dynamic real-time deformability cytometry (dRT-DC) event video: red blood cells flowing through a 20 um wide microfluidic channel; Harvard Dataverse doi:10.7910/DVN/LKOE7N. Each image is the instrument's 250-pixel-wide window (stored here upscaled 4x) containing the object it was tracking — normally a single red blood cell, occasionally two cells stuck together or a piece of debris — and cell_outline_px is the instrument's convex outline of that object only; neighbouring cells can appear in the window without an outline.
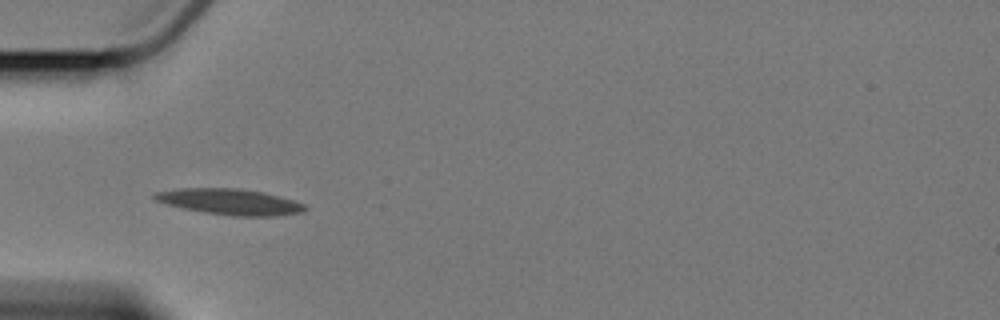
{"species": "Egyptian fruit bat (a non-hibernating species)", "species_latin": "Rousettus aegyptiacus", "temperature_condition": "cold", "stored_images_in_passage": 8, "camera_frame_rate_fps": 3000, "um_per_image_px": 0.085, "animal": {"sex": "female"}, "frame": {"image": 1, "passage_image": 5, "time_ms": 4.667, "image_size_px": [1000, 320], "cell_outline_px": [[308, 208], [304, 212], [276, 216], [232, 216], [204, 212], [180, 208], [156, 200], [152, 196], [156, 192], [176, 188], [236, 188], [264, 192], [280, 196], [304, 204]], "centroid_in_image_um": [19.55, 17.15], "position_along_channel_um": 65.4, "area_um2": 22.77}}
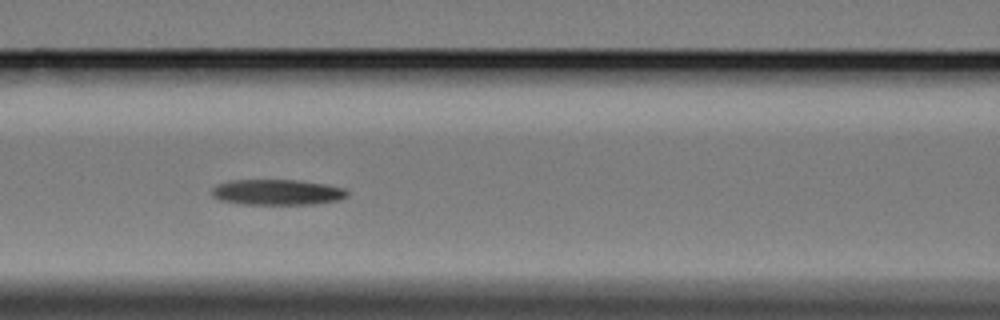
{"frame": {"image": 2, "passage_image": 7, "time_ms": 7.0, "image_size_px": [1000, 320], "cell_outline_px": [[348, 196], [336, 200], [312, 204], [244, 204], [220, 200], [212, 196], [212, 188], [216, 184], [232, 180], [296, 180], [324, 184], [344, 188], [348, 192]], "centroid_in_image_um": [23.53, 16.33], "position_along_channel_um": 143.1, "area_um2": 20.06}}
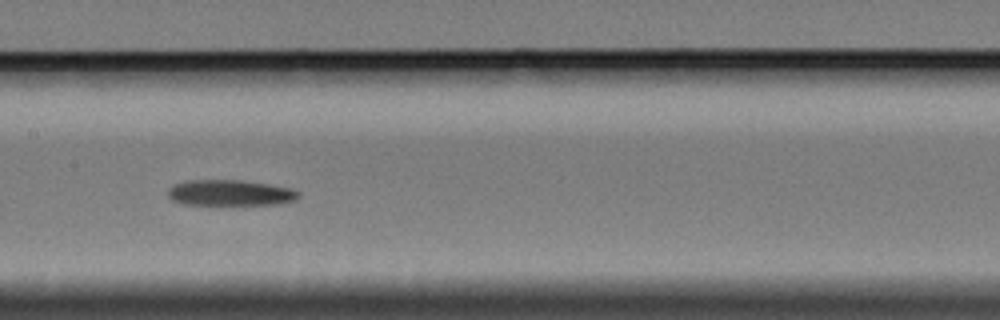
{"frame": {"image": 3, "passage_image": 8, "time_ms": 8.333, "image_size_px": [1000, 320], "cell_outline_px": [[300, 196], [296, 200], [280, 204], [184, 204], [172, 200], [168, 196], [168, 188], [172, 184], [184, 180], [240, 180], [268, 184], [292, 188], [300, 192]], "centroid_in_image_um": [19.56, 16.38], "position_along_channel_um": 187.8, "area_um2": 19.77}}